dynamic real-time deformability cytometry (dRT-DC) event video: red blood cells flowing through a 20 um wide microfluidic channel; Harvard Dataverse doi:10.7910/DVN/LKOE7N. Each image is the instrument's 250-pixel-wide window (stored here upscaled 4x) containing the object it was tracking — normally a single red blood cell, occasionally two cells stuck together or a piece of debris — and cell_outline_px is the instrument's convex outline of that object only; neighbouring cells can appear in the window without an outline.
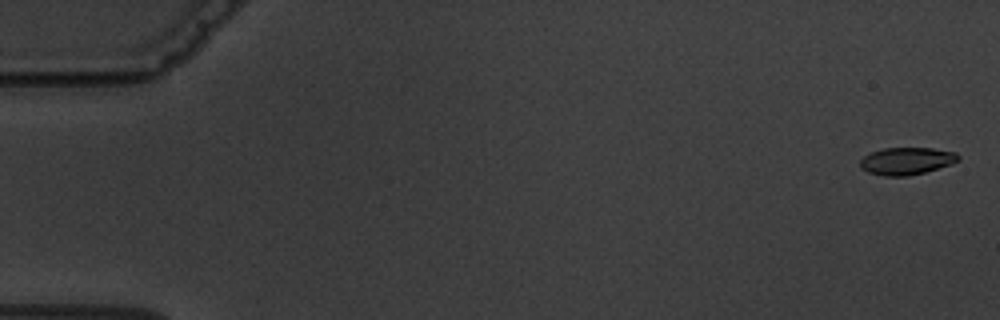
{"species": "common noctule bat (a hibernating species)", "species_latin": "Nyctalus noctula", "temperature_condition": "warm", "stored_images_in_passage": 7, "camera_frame_rate_fps": 3000, "um_per_image_px": 0.085, "animal": {"sex": "male", "body_mass_g": 19.5, "forearm_length_mm": 54.6}, "frame": {"image": 1, "passage_image": 1, "time_ms": 0.0, "image_size_px": [1000, 320], "cell_outline_px": [[960, 160], [952, 164], [924, 172], [908, 176], [884, 176], [868, 172], [860, 168], [860, 160], [864, 156], [872, 152], [884, 148], [932, 148], [956, 152], [960, 156]], "centroid_in_image_um": [77.07, 13.68], "position_along_channel_um": 7.9, "area_um2": 15.66}}
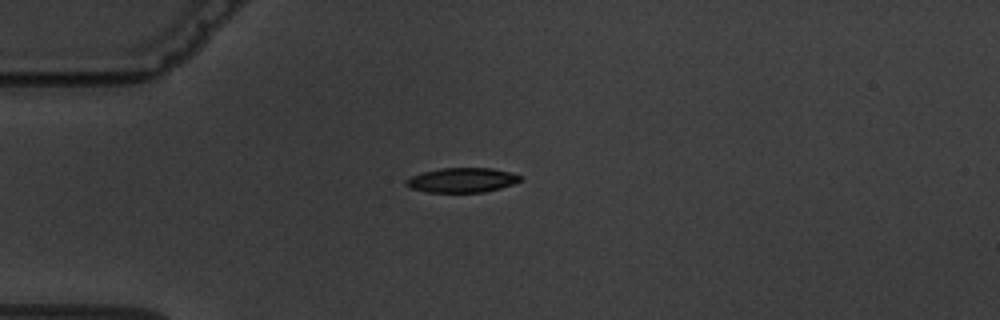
{"frame": {"image": 2, "passage_image": 5, "time_ms": 4.667, "image_size_px": [1000, 320], "cell_outline_px": [[520, 180], [512, 184], [500, 188], [484, 192], [424, 192], [412, 188], [404, 184], [404, 180], [412, 176], [424, 172], [440, 168], [492, 168], [508, 172], [520, 176]], "centroid_in_image_um": [39.22, 15.31], "position_along_channel_um": 45.8, "area_um2": 16.18}}
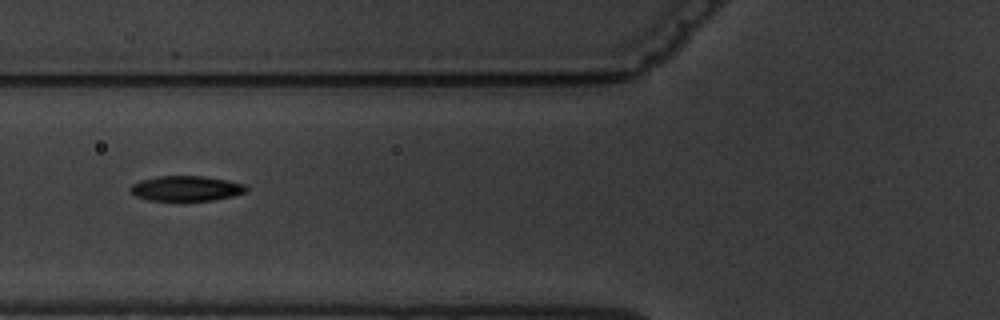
{"frame": {"image": 3, "passage_image": 7, "time_ms": 7.0, "image_size_px": [1000, 320], "cell_outline_px": [[248, 192], [232, 196], [212, 200], [184, 204], [176, 204], [148, 200], [136, 196], [128, 188], [132, 184], [140, 180], [156, 176], [204, 176], [228, 180], [244, 184], [248, 188]], "centroid_in_image_um": [15.8, 16.07], "position_along_channel_um": 110.0, "area_um2": 18.03}}